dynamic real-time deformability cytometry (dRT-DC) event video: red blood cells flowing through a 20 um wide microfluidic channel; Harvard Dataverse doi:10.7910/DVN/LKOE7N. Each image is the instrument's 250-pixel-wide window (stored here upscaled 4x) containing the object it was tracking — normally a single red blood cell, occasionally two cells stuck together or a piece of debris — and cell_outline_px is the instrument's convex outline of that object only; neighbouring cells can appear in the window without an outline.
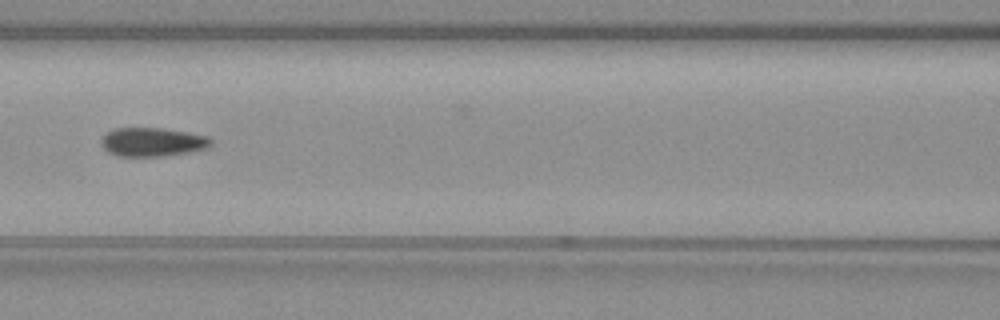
{"species": "common noctule bat (a hibernating species)", "species_latin": "Nyctalus noctula", "temperature_condition": "warm", "stored_images_in_passage": 55, "camera_frame_rate_fps": 3000, "um_per_image_px": 0.085, "animal": {"sex": "female", "body_mass_g": 19.3, "forearm_length_mm": 54.1}, "frame": {"image": 1, "passage_image": 24, "time_ms": 7.667, "image_size_px": [1000, 320], "cell_outline_px": [[212, 144], [208, 148], [188, 152], [164, 156], [116, 156], [108, 152], [100, 144], [100, 140], [108, 132], [116, 128], [160, 128], [208, 136], [212, 140]], "centroid_in_image_um": [12.95, 12.08], "position_along_channel_um": 153.7, "area_um2": 18.32}}
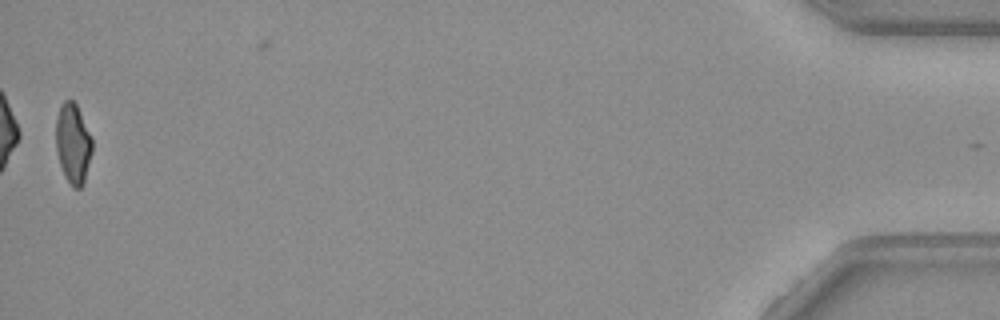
{"frame": {"image": 2, "passage_image": 54, "time_ms": 17.667, "image_size_px": [1000, 320], "cell_outline_px": [[92, 152], [84, 184], [80, 188], [72, 188], [64, 176], [56, 152], [56, 116], [60, 104], [64, 100], [72, 100], [76, 104], [80, 112], [92, 140]], "centroid_in_image_um": [6.19, 12.22], "position_along_channel_um": 429.0, "area_um2": 17.05}, "authors_computed_cell_mechanics": {"area_um2": 18.6116, "velocity_mm_per_s": 3.7667, "shape_relaxation_time_tau1_ms": null, "shape_relaxation_time_tau2_ms": 1.4513, "deformation_change_tau1": null, "deformation_change_tau2": 0.0512}}